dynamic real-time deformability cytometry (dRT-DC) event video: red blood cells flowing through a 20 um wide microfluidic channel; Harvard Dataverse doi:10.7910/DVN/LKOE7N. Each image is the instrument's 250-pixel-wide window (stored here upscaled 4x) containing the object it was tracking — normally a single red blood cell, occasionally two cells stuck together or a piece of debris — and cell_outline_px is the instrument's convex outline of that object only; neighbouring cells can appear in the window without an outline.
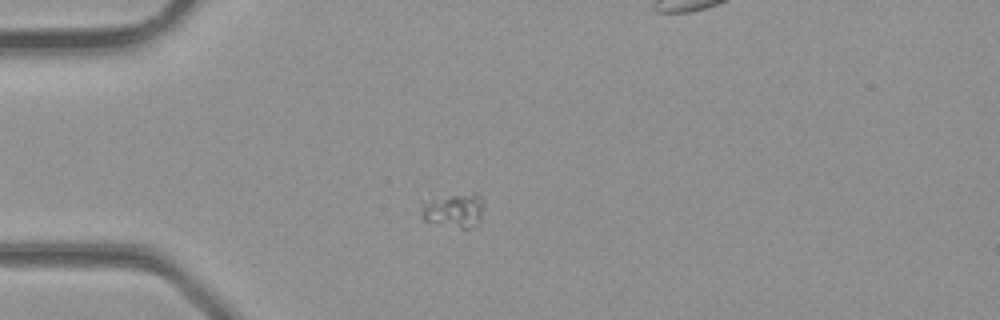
{"species": "common noctule bat (a hibernating species)", "species_latin": "Nyctalus noctula", "temperature_condition": "room temperature", "stored_images_in_passage": 3, "camera_frame_rate_fps": 3000, "um_per_image_px": 0.085, "animal": {"sex": "male", "body_mass_g": 23.1, "forearm_length_mm": 52.7}, "frame": {"image": 1, "passage_image": 2, "time_ms": 0.333, "image_size_px": [1000, 320], "cell_outline_px": [[484, 208], [480, 220], [476, 224], [468, 228], [460, 228], [424, 220], [424, 204], [452, 196], [472, 192], [476, 192], [484, 200]], "centroid_in_image_um": [38.76, 17.89], "position_along_channel_um": 46.2, "area_um2": 11.73}}